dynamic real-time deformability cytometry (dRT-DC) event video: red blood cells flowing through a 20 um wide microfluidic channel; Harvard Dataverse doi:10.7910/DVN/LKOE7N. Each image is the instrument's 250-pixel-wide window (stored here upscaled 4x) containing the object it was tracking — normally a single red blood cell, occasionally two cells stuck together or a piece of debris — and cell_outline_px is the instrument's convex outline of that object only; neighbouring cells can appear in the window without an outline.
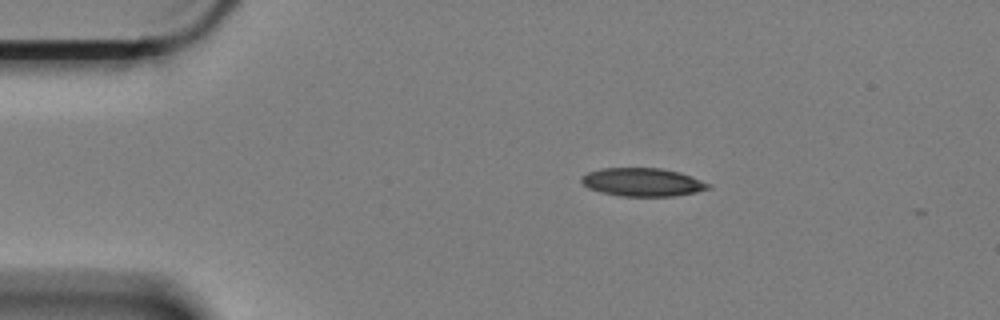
{"species": "Egyptian fruit bat (a non-hibernating species)", "species_latin": "Rousettus aegyptiacus", "temperature_condition": "cold", "stored_images_in_passage": 8, "camera_frame_rate_fps": 3000, "um_per_image_px": 0.085, "animal": {"sex": "female"}, "frame": {"image": 1, "passage_image": 1, "time_ms": 0.0, "image_size_px": [1000, 320], "cell_outline_px": [[712, 188], [696, 192], [676, 196], [620, 196], [600, 192], [588, 188], [580, 180], [580, 176], [588, 172], [600, 168], [660, 168], [680, 172], [712, 184]], "centroid_in_image_um": [54.62, 15.48], "position_along_channel_um": 30.4, "area_um2": 21.1}}